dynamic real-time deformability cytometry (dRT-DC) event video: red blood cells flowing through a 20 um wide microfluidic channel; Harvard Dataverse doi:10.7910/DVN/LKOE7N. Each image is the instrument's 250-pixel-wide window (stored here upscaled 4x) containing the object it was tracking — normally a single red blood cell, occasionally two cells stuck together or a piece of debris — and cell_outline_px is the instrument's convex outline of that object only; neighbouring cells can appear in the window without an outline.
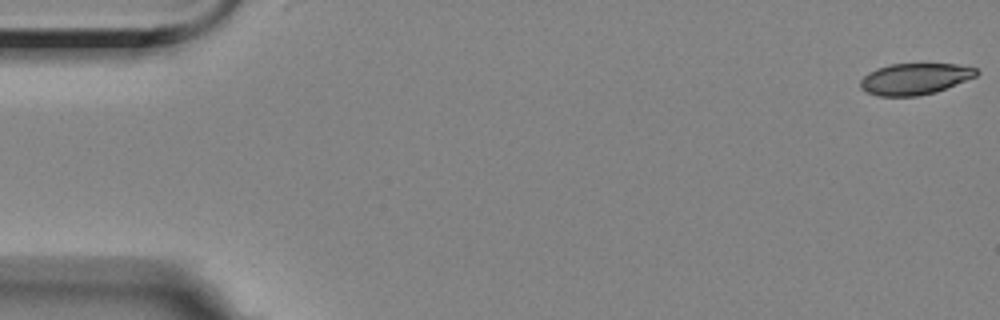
{"species": "Egyptian fruit bat (a non-hibernating species)", "species_latin": "Rousettus aegyptiacus", "temperature_condition": "room temperature", "stored_images_in_passage": 15, "camera_frame_rate_fps": 3000, "um_per_image_px": 0.085, "animal": {"sex": "female"}, "frame": {"image": 1, "passage_image": 1, "time_ms": 0.0, "image_size_px": [1000, 320], "cell_outline_px": [[980, 72], [976, 76], [936, 92], [916, 96], [880, 96], [868, 92], [860, 88], [860, 80], [868, 72], [876, 68], [888, 64], [956, 64], [976, 68]], "centroid_in_image_um": [77.74, 6.7], "position_along_channel_um": 7.3, "area_um2": 21.15}}
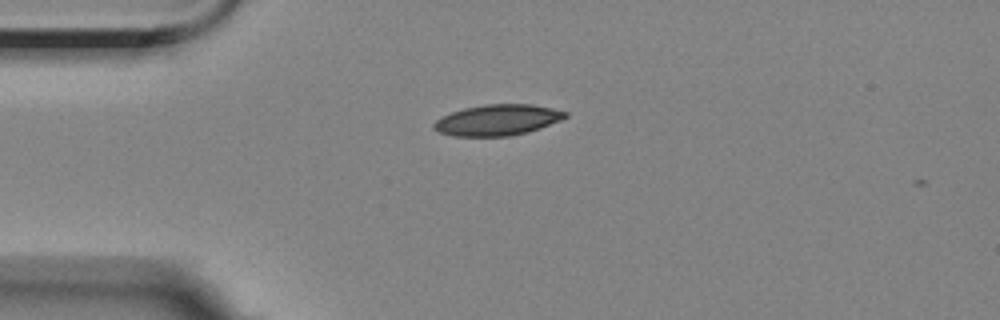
{"frame": {"image": 2, "passage_image": 14, "time_ms": 4.333, "image_size_px": [1000, 320], "cell_outline_px": [[568, 116], [560, 120], [540, 128], [528, 132], [512, 136], [452, 136], [440, 132], [432, 128], [432, 124], [436, 120], [452, 112], [464, 108], [484, 104], [532, 104], [552, 108], [568, 112]], "centroid_in_image_um": [42.29, 10.2], "position_along_channel_um": 42.7, "area_um2": 23.7}}